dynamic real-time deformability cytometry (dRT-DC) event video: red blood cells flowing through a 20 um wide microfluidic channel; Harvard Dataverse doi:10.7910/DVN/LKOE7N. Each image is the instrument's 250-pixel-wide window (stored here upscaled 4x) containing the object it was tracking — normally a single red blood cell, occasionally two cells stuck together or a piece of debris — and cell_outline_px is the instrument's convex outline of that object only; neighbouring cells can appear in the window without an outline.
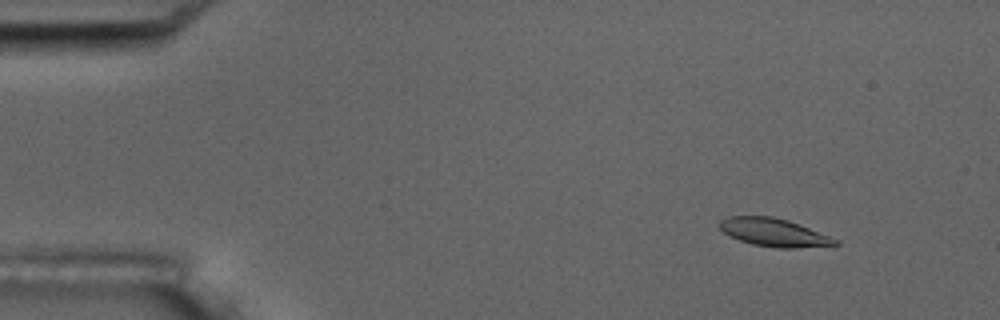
{"species": "common noctule bat (a hibernating species)", "species_latin": "Nyctalus noctula", "temperature_condition": "room temperature", "stored_images_in_passage": 9, "camera_frame_rate_fps": 3000, "um_per_image_px": 0.085, "animal": {"sex": "male", "body_mass_g": 17.5, "forearm_length_mm": 52.3}, "frame": {"image": 1, "passage_image": 2, "time_ms": 1.0, "image_size_px": [1000, 320], "cell_outline_px": [[840, 244], [792, 248], [776, 248], [752, 244], [740, 240], [724, 232], [720, 228], [720, 220], [728, 216], [772, 216], [788, 220], [840, 240]], "centroid_in_image_um": [65.79, 19.75], "position_along_channel_um": 19.2, "area_um2": 18.67}}
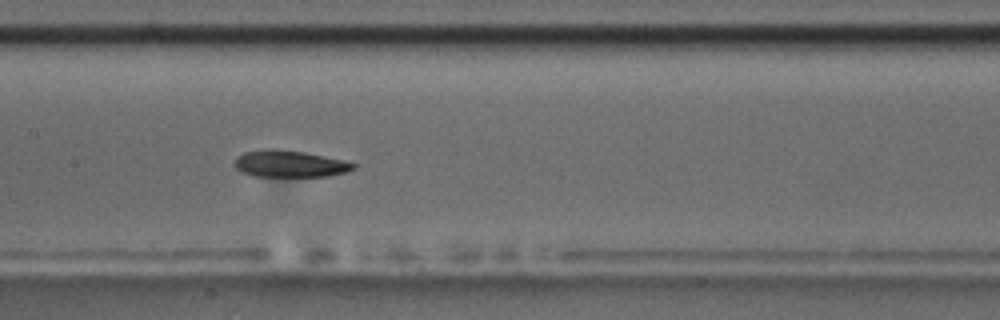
{"frame": {"image": 2, "passage_image": 8, "time_ms": 8.0, "image_size_px": [1000, 320], "cell_outline_px": [[356, 168], [348, 172], [328, 176], [252, 176], [240, 172], [232, 164], [236, 156], [244, 152], [264, 148], [276, 148], [304, 152], [344, 160], [356, 164]], "centroid_in_image_um": [24.58, 13.91], "position_along_channel_um": 182.8, "area_um2": 18.9}}